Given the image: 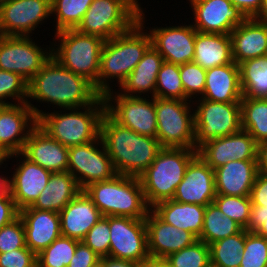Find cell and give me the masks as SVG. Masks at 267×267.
I'll use <instances>...</instances> for the list:
<instances>
[{"mask_svg":"<svg viewBox=\"0 0 267 267\" xmlns=\"http://www.w3.org/2000/svg\"><path fill=\"white\" fill-rule=\"evenodd\" d=\"M100 96L90 81L63 67L53 56L28 82V99L53 104L61 110L85 107Z\"/></svg>","mask_w":267,"mask_h":267,"instance_id":"cell-1","label":"cell"},{"mask_svg":"<svg viewBox=\"0 0 267 267\" xmlns=\"http://www.w3.org/2000/svg\"><path fill=\"white\" fill-rule=\"evenodd\" d=\"M100 137L117 174L139 177L162 149L157 138L140 135L116 122L107 112Z\"/></svg>","mask_w":267,"mask_h":267,"instance_id":"cell-2","label":"cell"},{"mask_svg":"<svg viewBox=\"0 0 267 267\" xmlns=\"http://www.w3.org/2000/svg\"><path fill=\"white\" fill-rule=\"evenodd\" d=\"M142 9L139 21L132 28L104 42L98 72V92L101 95L114 88L110 86L111 79H115L119 87L151 46L150 34L147 29L144 32L145 13Z\"/></svg>","mask_w":267,"mask_h":267,"instance_id":"cell-3","label":"cell"},{"mask_svg":"<svg viewBox=\"0 0 267 267\" xmlns=\"http://www.w3.org/2000/svg\"><path fill=\"white\" fill-rule=\"evenodd\" d=\"M27 104L37 117L38 125L65 147L87 144L100 137V123L106 112L103 95L85 107L54 110L51 113L43 112L29 100Z\"/></svg>","mask_w":267,"mask_h":267,"instance_id":"cell-4","label":"cell"},{"mask_svg":"<svg viewBox=\"0 0 267 267\" xmlns=\"http://www.w3.org/2000/svg\"><path fill=\"white\" fill-rule=\"evenodd\" d=\"M83 191L104 217L126 216L145 219L151 210L139 177L117 174L109 180L91 183Z\"/></svg>","mask_w":267,"mask_h":267,"instance_id":"cell-5","label":"cell"},{"mask_svg":"<svg viewBox=\"0 0 267 267\" xmlns=\"http://www.w3.org/2000/svg\"><path fill=\"white\" fill-rule=\"evenodd\" d=\"M197 155V149L189 148H162L157 153L152 164L139 176L150 208L173 198L189 163Z\"/></svg>","mask_w":267,"mask_h":267,"instance_id":"cell-6","label":"cell"},{"mask_svg":"<svg viewBox=\"0 0 267 267\" xmlns=\"http://www.w3.org/2000/svg\"><path fill=\"white\" fill-rule=\"evenodd\" d=\"M54 35L51 56L63 67L85 77L98 91L99 64L105 40L76 29L61 30Z\"/></svg>","mask_w":267,"mask_h":267,"instance_id":"cell-7","label":"cell"},{"mask_svg":"<svg viewBox=\"0 0 267 267\" xmlns=\"http://www.w3.org/2000/svg\"><path fill=\"white\" fill-rule=\"evenodd\" d=\"M140 6L137 0H93L75 29L109 40L139 21Z\"/></svg>","mask_w":267,"mask_h":267,"instance_id":"cell-8","label":"cell"},{"mask_svg":"<svg viewBox=\"0 0 267 267\" xmlns=\"http://www.w3.org/2000/svg\"><path fill=\"white\" fill-rule=\"evenodd\" d=\"M191 102L194 101L155 97L156 138L162 148L196 149Z\"/></svg>","mask_w":267,"mask_h":267,"instance_id":"cell-9","label":"cell"},{"mask_svg":"<svg viewBox=\"0 0 267 267\" xmlns=\"http://www.w3.org/2000/svg\"><path fill=\"white\" fill-rule=\"evenodd\" d=\"M194 109L195 148L205 142L238 132L241 126L240 102H214L197 97Z\"/></svg>","mask_w":267,"mask_h":267,"instance_id":"cell-10","label":"cell"},{"mask_svg":"<svg viewBox=\"0 0 267 267\" xmlns=\"http://www.w3.org/2000/svg\"><path fill=\"white\" fill-rule=\"evenodd\" d=\"M106 112L119 124L132 131L156 138L157 120L155 97L125 96L113 89L104 95Z\"/></svg>","mask_w":267,"mask_h":267,"instance_id":"cell-11","label":"cell"},{"mask_svg":"<svg viewBox=\"0 0 267 267\" xmlns=\"http://www.w3.org/2000/svg\"><path fill=\"white\" fill-rule=\"evenodd\" d=\"M50 57L51 47L39 46L31 36L0 35V69L17 73L27 82Z\"/></svg>","mask_w":267,"mask_h":267,"instance_id":"cell-12","label":"cell"},{"mask_svg":"<svg viewBox=\"0 0 267 267\" xmlns=\"http://www.w3.org/2000/svg\"><path fill=\"white\" fill-rule=\"evenodd\" d=\"M110 226L109 257L145 264L149 260L145 219L106 216Z\"/></svg>","mask_w":267,"mask_h":267,"instance_id":"cell-13","label":"cell"},{"mask_svg":"<svg viewBox=\"0 0 267 267\" xmlns=\"http://www.w3.org/2000/svg\"><path fill=\"white\" fill-rule=\"evenodd\" d=\"M68 172L76 178L82 190L91 183L117 175L101 137L68 148Z\"/></svg>","mask_w":267,"mask_h":267,"instance_id":"cell-14","label":"cell"},{"mask_svg":"<svg viewBox=\"0 0 267 267\" xmlns=\"http://www.w3.org/2000/svg\"><path fill=\"white\" fill-rule=\"evenodd\" d=\"M51 18V0H1L0 35L30 36Z\"/></svg>","mask_w":267,"mask_h":267,"instance_id":"cell-15","label":"cell"},{"mask_svg":"<svg viewBox=\"0 0 267 267\" xmlns=\"http://www.w3.org/2000/svg\"><path fill=\"white\" fill-rule=\"evenodd\" d=\"M197 32L230 34L247 18L230 0H188Z\"/></svg>","mask_w":267,"mask_h":267,"instance_id":"cell-16","label":"cell"},{"mask_svg":"<svg viewBox=\"0 0 267 267\" xmlns=\"http://www.w3.org/2000/svg\"><path fill=\"white\" fill-rule=\"evenodd\" d=\"M257 142L246 131L209 140L198 149V155L214 170L232 160H257Z\"/></svg>","mask_w":267,"mask_h":267,"instance_id":"cell-17","label":"cell"},{"mask_svg":"<svg viewBox=\"0 0 267 267\" xmlns=\"http://www.w3.org/2000/svg\"><path fill=\"white\" fill-rule=\"evenodd\" d=\"M37 124L38 119L27 102L0 105V148L7 155L22 152Z\"/></svg>","mask_w":267,"mask_h":267,"instance_id":"cell-18","label":"cell"},{"mask_svg":"<svg viewBox=\"0 0 267 267\" xmlns=\"http://www.w3.org/2000/svg\"><path fill=\"white\" fill-rule=\"evenodd\" d=\"M148 32L151 45L164 61L177 65L193 62L196 29L191 24L154 27Z\"/></svg>","mask_w":267,"mask_h":267,"instance_id":"cell-19","label":"cell"},{"mask_svg":"<svg viewBox=\"0 0 267 267\" xmlns=\"http://www.w3.org/2000/svg\"><path fill=\"white\" fill-rule=\"evenodd\" d=\"M20 158L11 178L9 193L19 210L31 206L47 185L51 172L27 159L21 152L8 155L7 159ZM23 159H22V158ZM16 170V171H15Z\"/></svg>","mask_w":267,"mask_h":267,"instance_id":"cell-20","label":"cell"},{"mask_svg":"<svg viewBox=\"0 0 267 267\" xmlns=\"http://www.w3.org/2000/svg\"><path fill=\"white\" fill-rule=\"evenodd\" d=\"M214 170L197 155L188 165L173 200L207 206L216 197Z\"/></svg>","mask_w":267,"mask_h":267,"instance_id":"cell-21","label":"cell"},{"mask_svg":"<svg viewBox=\"0 0 267 267\" xmlns=\"http://www.w3.org/2000/svg\"><path fill=\"white\" fill-rule=\"evenodd\" d=\"M145 222L149 257L167 258L198 240L193 233L165 223L152 210L148 212Z\"/></svg>","mask_w":267,"mask_h":267,"instance_id":"cell-22","label":"cell"},{"mask_svg":"<svg viewBox=\"0 0 267 267\" xmlns=\"http://www.w3.org/2000/svg\"><path fill=\"white\" fill-rule=\"evenodd\" d=\"M21 153L51 173L68 171V147L53 139L38 124L30 132Z\"/></svg>","mask_w":267,"mask_h":267,"instance_id":"cell-23","label":"cell"},{"mask_svg":"<svg viewBox=\"0 0 267 267\" xmlns=\"http://www.w3.org/2000/svg\"><path fill=\"white\" fill-rule=\"evenodd\" d=\"M19 217L25 229L26 246L35 255L61 236L58 212L23 208L19 210Z\"/></svg>","mask_w":267,"mask_h":267,"instance_id":"cell-24","label":"cell"},{"mask_svg":"<svg viewBox=\"0 0 267 267\" xmlns=\"http://www.w3.org/2000/svg\"><path fill=\"white\" fill-rule=\"evenodd\" d=\"M59 217L61 236L82 241L103 215L82 190L59 212Z\"/></svg>","mask_w":267,"mask_h":267,"instance_id":"cell-25","label":"cell"},{"mask_svg":"<svg viewBox=\"0 0 267 267\" xmlns=\"http://www.w3.org/2000/svg\"><path fill=\"white\" fill-rule=\"evenodd\" d=\"M257 174V160H232L214 169L216 194L250 196Z\"/></svg>","mask_w":267,"mask_h":267,"instance_id":"cell-26","label":"cell"},{"mask_svg":"<svg viewBox=\"0 0 267 267\" xmlns=\"http://www.w3.org/2000/svg\"><path fill=\"white\" fill-rule=\"evenodd\" d=\"M232 58L239 65L245 60L267 55V24L247 18L229 34Z\"/></svg>","mask_w":267,"mask_h":267,"instance_id":"cell-27","label":"cell"},{"mask_svg":"<svg viewBox=\"0 0 267 267\" xmlns=\"http://www.w3.org/2000/svg\"><path fill=\"white\" fill-rule=\"evenodd\" d=\"M240 68L234 61L230 64L206 70L205 89L202 99L214 102H241Z\"/></svg>","mask_w":267,"mask_h":267,"instance_id":"cell-28","label":"cell"},{"mask_svg":"<svg viewBox=\"0 0 267 267\" xmlns=\"http://www.w3.org/2000/svg\"><path fill=\"white\" fill-rule=\"evenodd\" d=\"M163 62L162 56L151 45L133 71L121 83L119 93L125 96L139 97L143 94L144 97V94L149 92L154 98L157 76Z\"/></svg>","mask_w":267,"mask_h":267,"instance_id":"cell-29","label":"cell"},{"mask_svg":"<svg viewBox=\"0 0 267 267\" xmlns=\"http://www.w3.org/2000/svg\"><path fill=\"white\" fill-rule=\"evenodd\" d=\"M82 189L68 171L52 173L35 202L26 208L60 212Z\"/></svg>","mask_w":267,"mask_h":267,"instance_id":"cell-30","label":"cell"},{"mask_svg":"<svg viewBox=\"0 0 267 267\" xmlns=\"http://www.w3.org/2000/svg\"><path fill=\"white\" fill-rule=\"evenodd\" d=\"M151 210L165 223L189 231L197 238L201 235L206 206L171 199L157 203Z\"/></svg>","mask_w":267,"mask_h":267,"instance_id":"cell-31","label":"cell"},{"mask_svg":"<svg viewBox=\"0 0 267 267\" xmlns=\"http://www.w3.org/2000/svg\"><path fill=\"white\" fill-rule=\"evenodd\" d=\"M193 62L205 70L232 63L230 35L196 31Z\"/></svg>","mask_w":267,"mask_h":267,"instance_id":"cell-32","label":"cell"},{"mask_svg":"<svg viewBox=\"0 0 267 267\" xmlns=\"http://www.w3.org/2000/svg\"><path fill=\"white\" fill-rule=\"evenodd\" d=\"M243 97L267 98V55L239 64Z\"/></svg>","mask_w":267,"mask_h":267,"instance_id":"cell-33","label":"cell"},{"mask_svg":"<svg viewBox=\"0 0 267 267\" xmlns=\"http://www.w3.org/2000/svg\"><path fill=\"white\" fill-rule=\"evenodd\" d=\"M241 126L257 143L267 141V98L242 97Z\"/></svg>","mask_w":267,"mask_h":267,"instance_id":"cell-34","label":"cell"},{"mask_svg":"<svg viewBox=\"0 0 267 267\" xmlns=\"http://www.w3.org/2000/svg\"><path fill=\"white\" fill-rule=\"evenodd\" d=\"M243 228L212 202L206 206L203 229L198 240L210 245L218 240L239 233Z\"/></svg>","mask_w":267,"mask_h":267,"instance_id":"cell-35","label":"cell"},{"mask_svg":"<svg viewBox=\"0 0 267 267\" xmlns=\"http://www.w3.org/2000/svg\"><path fill=\"white\" fill-rule=\"evenodd\" d=\"M246 229L209 245L211 267H240Z\"/></svg>","mask_w":267,"mask_h":267,"instance_id":"cell-36","label":"cell"},{"mask_svg":"<svg viewBox=\"0 0 267 267\" xmlns=\"http://www.w3.org/2000/svg\"><path fill=\"white\" fill-rule=\"evenodd\" d=\"M92 2L93 0H51V15L56 19V32L75 29Z\"/></svg>","mask_w":267,"mask_h":267,"instance_id":"cell-37","label":"cell"},{"mask_svg":"<svg viewBox=\"0 0 267 267\" xmlns=\"http://www.w3.org/2000/svg\"><path fill=\"white\" fill-rule=\"evenodd\" d=\"M79 242L60 236L36 255L37 267H68Z\"/></svg>","mask_w":267,"mask_h":267,"instance_id":"cell-38","label":"cell"},{"mask_svg":"<svg viewBox=\"0 0 267 267\" xmlns=\"http://www.w3.org/2000/svg\"><path fill=\"white\" fill-rule=\"evenodd\" d=\"M155 97L184 100L179 65L163 62L157 76Z\"/></svg>","mask_w":267,"mask_h":267,"instance_id":"cell-39","label":"cell"},{"mask_svg":"<svg viewBox=\"0 0 267 267\" xmlns=\"http://www.w3.org/2000/svg\"><path fill=\"white\" fill-rule=\"evenodd\" d=\"M251 212L250 219L245 228L247 231H256L267 220V174L256 175L250 193Z\"/></svg>","mask_w":267,"mask_h":267,"instance_id":"cell-40","label":"cell"},{"mask_svg":"<svg viewBox=\"0 0 267 267\" xmlns=\"http://www.w3.org/2000/svg\"><path fill=\"white\" fill-rule=\"evenodd\" d=\"M166 259L172 267H211L210 247L200 240L170 254Z\"/></svg>","mask_w":267,"mask_h":267,"instance_id":"cell-41","label":"cell"},{"mask_svg":"<svg viewBox=\"0 0 267 267\" xmlns=\"http://www.w3.org/2000/svg\"><path fill=\"white\" fill-rule=\"evenodd\" d=\"M213 202L225 216L237 222L243 229L247 227L252 205L250 196H227L217 194Z\"/></svg>","mask_w":267,"mask_h":267,"instance_id":"cell-42","label":"cell"},{"mask_svg":"<svg viewBox=\"0 0 267 267\" xmlns=\"http://www.w3.org/2000/svg\"><path fill=\"white\" fill-rule=\"evenodd\" d=\"M14 99L15 103L7 101ZM28 82L19 74L0 69V105L26 103L28 101ZM7 101V102H6Z\"/></svg>","mask_w":267,"mask_h":267,"instance_id":"cell-43","label":"cell"},{"mask_svg":"<svg viewBox=\"0 0 267 267\" xmlns=\"http://www.w3.org/2000/svg\"><path fill=\"white\" fill-rule=\"evenodd\" d=\"M179 73L184 89V101H193L197 96L201 98L205 89L206 70L194 62H188L179 65Z\"/></svg>","mask_w":267,"mask_h":267,"instance_id":"cell-44","label":"cell"},{"mask_svg":"<svg viewBox=\"0 0 267 267\" xmlns=\"http://www.w3.org/2000/svg\"><path fill=\"white\" fill-rule=\"evenodd\" d=\"M240 267H267V239L246 230L245 247Z\"/></svg>","mask_w":267,"mask_h":267,"instance_id":"cell-45","label":"cell"},{"mask_svg":"<svg viewBox=\"0 0 267 267\" xmlns=\"http://www.w3.org/2000/svg\"><path fill=\"white\" fill-rule=\"evenodd\" d=\"M82 242L90 247L100 258L109 256L110 226L103 216L85 235Z\"/></svg>","mask_w":267,"mask_h":267,"instance_id":"cell-46","label":"cell"},{"mask_svg":"<svg viewBox=\"0 0 267 267\" xmlns=\"http://www.w3.org/2000/svg\"><path fill=\"white\" fill-rule=\"evenodd\" d=\"M25 247V229L20 217L0 228V253Z\"/></svg>","mask_w":267,"mask_h":267,"instance_id":"cell-47","label":"cell"},{"mask_svg":"<svg viewBox=\"0 0 267 267\" xmlns=\"http://www.w3.org/2000/svg\"><path fill=\"white\" fill-rule=\"evenodd\" d=\"M0 267H37L36 255L28 247L0 253Z\"/></svg>","mask_w":267,"mask_h":267,"instance_id":"cell-48","label":"cell"},{"mask_svg":"<svg viewBox=\"0 0 267 267\" xmlns=\"http://www.w3.org/2000/svg\"><path fill=\"white\" fill-rule=\"evenodd\" d=\"M100 260L101 258L90 247L80 241L68 267H95Z\"/></svg>","mask_w":267,"mask_h":267,"instance_id":"cell-49","label":"cell"},{"mask_svg":"<svg viewBox=\"0 0 267 267\" xmlns=\"http://www.w3.org/2000/svg\"><path fill=\"white\" fill-rule=\"evenodd\" d=\"M18 217L19 209L8 192L4 197L0 198V228L11 223Z\"/></svg>","mask_w":267,"mask_h":267,"instance_id":"cell-50","label":"cell"},{"mask_svg":"<svg viewBox=\"0 0 267 267\" xmlns=\"http://www.w3.org/2000/svg\"><path fill=\"white\" fill-rule=\"evenodd\" d=\"M246 18H254L261 9L263 0H230Z\"/></svg>","mask_w":267,"mask_h":267,"instance_id":"cell-51","label":"cell"},{"mask_svg":"<svg viewBox=\"0 0 267 267\" xmlns=\"http://www.w3.org/2000/svg\"><path fill=\"white\" fill-rule=\"evenodd\" d=\"M100 263L103 267H144V264L134 261L116 259L112 257H102Z\"/></svg>","mask_w":267,"mask_h":267,"instance_id":"cell-52","label":"cell"},{"mask_svg":"<svg viewBox=\"0 0 267 267\" xmlns=\"http://www.w3.org/2000/svg\"><path fill=\"white\" fill-rule=\"evenodd\" d=\"M257 169L259 173L267 174V141L257 144Z\"/></svg>","mask_w":267,"mask_h":267,"instance_id":"cell-53","label":"cell"},{"mask_svg":"<svg viewBox=\"0 0 267 267\" xmlns=\"http://www.w3.org/2000/svg\"><path fill=\"white\" fill-rule=\"evenodd\" d=\"M144 267H172L166 258H154L150 257L144 264Z\"/></svg>","mask_w":267,"mask_h":267,"instance_id":"cell-54","label":"cell"},{"mask_svg":"<svg viewBox=\"0 0 267 267\" xmlns=\"http://www.w3.org/2000/svg\"><path fill=\"white\" fill-rule=\"evenodd\" d=\"M254 19L267 24V0H263L261 9L254 17Z\"/></svg>","mask_w":267,"mask_h":267,"instance_id":"cell-55","label":"cell"},{"mask_svg":"<svg viewBox=\"0 0 267 267\" xmlns=\"http://www.w3.org/2000/svg\"><path fill=\"white\" fill-rule=\"evenodd\" d=\"M8 192H9V177L4 176V174L0 175V198L4 197Z\"/></svg>","mask_w":267,"mask_h":267,"instance_id":"cell-56","label":"cell"},{"mask_svg":"<svg viewBox=\"0 0 267 267\" xmlns=\"http://www.w3.org/2000/svg\"><path fill=\"white\" fill-rule=\"evenodd\" d=\"M255 232L267 239V220Z\"/></svg>","mask_w":267,"mask_h":267,"instance_id":"cell-57","label":"cell"},{"mask_svg":"<svg viewBox=\"0 0 267 267\" xmlns=\"http://www.w3.org/2000/svg\"><path fill=\"white\" fill-rule=\"evenodd\" d=\"M7 158H8V155L0 148V168L2 164H5L4 162L8 160Z\"/></svg>","mask_w":267,"mask_h":267,"instance_id":"cell-58","label":"cell"},{"mask_svg":"<svg viewBox=\"0 0 267 267\" xmlns=\"http://www.w3.org/2000/svg\"><path fill=\"white\" fill-rule=\"evenodd\" d=\"M95 267H103V266L101 265V263H99V264L96 265Z\"/></svg>","mask_w":267,"mask_h":267,"instance_id":"cell-59","label":"cell"}]
</instances>
